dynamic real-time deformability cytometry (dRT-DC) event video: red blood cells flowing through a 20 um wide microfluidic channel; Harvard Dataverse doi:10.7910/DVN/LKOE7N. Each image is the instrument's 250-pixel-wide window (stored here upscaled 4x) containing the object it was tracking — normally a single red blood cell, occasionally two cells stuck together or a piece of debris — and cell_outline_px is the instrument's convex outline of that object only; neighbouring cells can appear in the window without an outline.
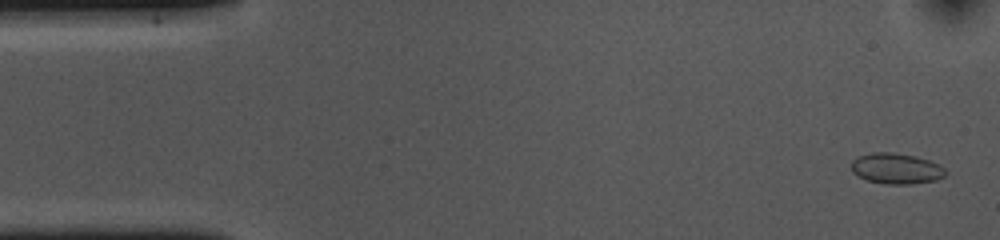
{"species": "common noctule bat (a hibernating species)", "species_latin": "Nyctalus noctula", "temperature_condition": "cold", "stored_images_in_passage": 53, "camera_frame_rate_fps": 3000, "um_per_image_px": 0.085, "animal": {"sex": "female", "body_mass_g": 10.0, "forearm_length_mm": 53.1}, "frame": {"image": 1, "passage_image": 2, "time_ms": 0.333, "image_size_px": [1000, 240], "cell_outline_px": [[948, 172], [944, 176], [936, 180], [912, 184], [884, 184], [868, 180], [852, 172], [852, 160], [860, 156], [872, 152], [892, 152], [916, 156], [928, 160], [944, 168]], "centroid_in_image_um": [76.19, 14.33], "position_along_channel_um": 8.8, "area_um2": 16.76}}
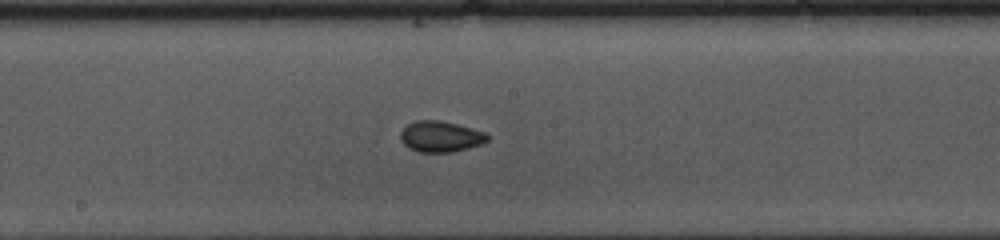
{"frame": {"image": 2, "passage_image": 27, "time_ms": 8.667, "image_size_px": [1000, 240], "cell_outline_px": [[492, 136], [488, 140], [480, 144], [468, 148], [452, 152], [416, 152], [408, 148], [400, 140], [400, 132], [408, 124], [416, 120], [436, 120], [456, 124], [484, 132]], "centroid_in_image_um": [37.43, 11.62], "position_along_channel_um": 210.8, "area_um2": 15.66}}
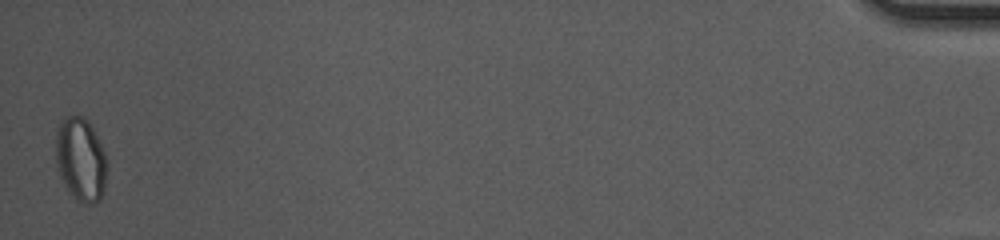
{"frame": {"image": 3, "passage_image": 53, "time_ms": 17.333, "image_size_px": [1000, 240], "cell_outline_px": [[108, 164], [104, 188], [100, 200], [88, 204], [84, 204], [76, 200], [68, 192], [56, 168], [56, 132], [60, 120], [68, 116], [80, 116], [88, 120], [104, 152]], "centroid_in_image_um": [6.85, 13.57], "position_along_channel_um": 428.4, "area_um2": 25.09}, "authors_computed_cell_mechanics": {"area_um2": 15.7794, "velocity_mm_per_s": 3.6671, "shape_relaxation_time_tau1_ms": null, "shape_relaxation_time_tau2_ms": 2.2817, "deformation_change_tau1": null, "deformation_change_tau2": 0.04}}